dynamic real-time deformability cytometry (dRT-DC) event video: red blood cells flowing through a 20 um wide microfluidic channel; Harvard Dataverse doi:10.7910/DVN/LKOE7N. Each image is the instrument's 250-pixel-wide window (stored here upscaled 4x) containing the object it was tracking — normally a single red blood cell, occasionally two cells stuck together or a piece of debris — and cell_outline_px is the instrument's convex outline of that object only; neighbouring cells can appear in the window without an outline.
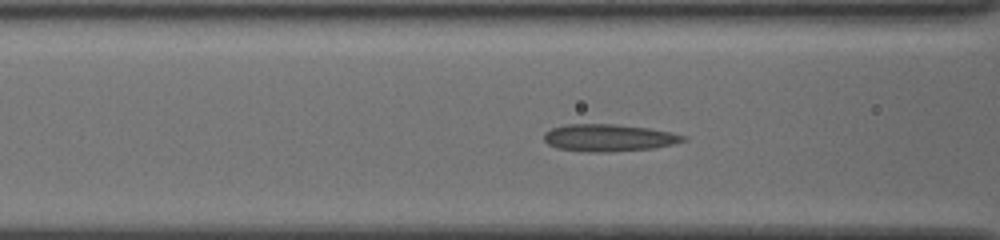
{"species": "common noctule bat (a hibernating species)", "species_latin": "Nyctalus noctula", "temperature_condition": "cold", "stored_images_in_passage": 53, "camera_frame_rate_fps": 3000, "um_per_image_px": 0.085, "animal": {"sex": "female", "body_mass_g": 19.5, "forearm_length_mm": 54.1}, "frame": {"image": 1, "passage_image": 21, "time_ms": 6.667, "image_size_px": [1000, 240], "cell_outline_px": [[688, 140], [676, 144], [652, 148], [608, 152], [588, 152], [556, 148], [548, 144], [544, 140], [544, 132], [552, 128], [564, 124], [612, 124], [648, 128], [672, 132], [688, 136]], "centroid_in_image_um": [51.77, 11.71], "position_along_channel_um": 114.8, "area_um2": 22.25}}
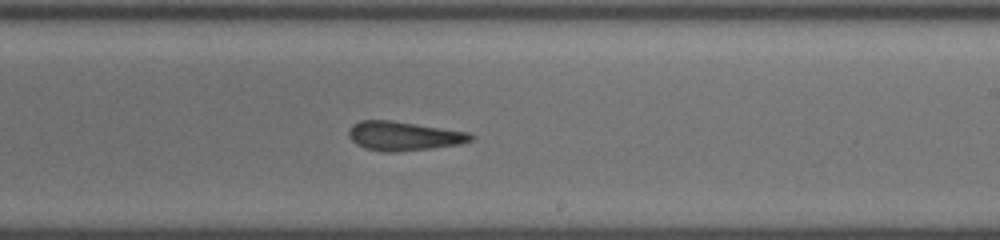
{"frame": {"image": 2, "passage_image": 32, "time_ms": 10.333, "image_size_px": [1000, 240], "cell_outline_px": [[476, 136], [472, 140], [460, 144], [432, 148], [396, 152], [384, 152], [364, 148], [356, 144], [348, 136], [348, 128], [352, 124], [360, 120], [392, 120], [468, 132]], "centroid_in_image_um": [34.29, 11.56], "position_along_channel_um": 254.7, "area_um2": 20.87}}
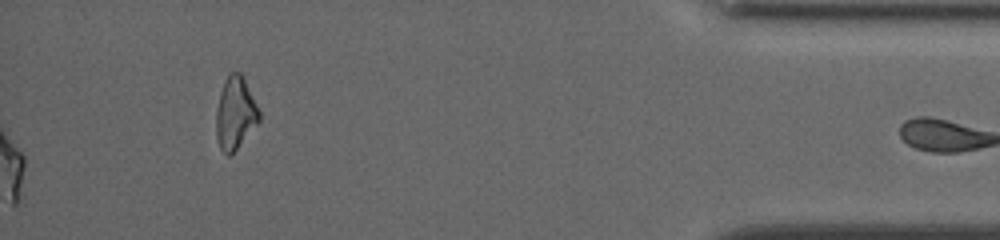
{"frame": {"image": 3, "passage_image": 53, "time_ms": 17.333, "image_size_px": [1000, 240], "cell_outline_px": [[260, 120], [236, 148], [228, 156], [220, 148], [216, 136], [216, 112], [220, 92], [224, 80], [228, 72], [240, 72], [244, 76], [260, 112]], "centroid_in_image_um": [19.99, 9.56], "position_along_channel_um": 415.2, "area_um2": 18.03}, "authors_computed_cell_mechanics": {"area_um2": 21.386, "velocity_mm_per_s": 3.8179, "shape_relaxation_time_tau1_ms": null, "shape_relaxation_time_tau2_ms": 1.7289, "deformation_change_tau1": null, "deformation_change_tau2": 0.0817}}